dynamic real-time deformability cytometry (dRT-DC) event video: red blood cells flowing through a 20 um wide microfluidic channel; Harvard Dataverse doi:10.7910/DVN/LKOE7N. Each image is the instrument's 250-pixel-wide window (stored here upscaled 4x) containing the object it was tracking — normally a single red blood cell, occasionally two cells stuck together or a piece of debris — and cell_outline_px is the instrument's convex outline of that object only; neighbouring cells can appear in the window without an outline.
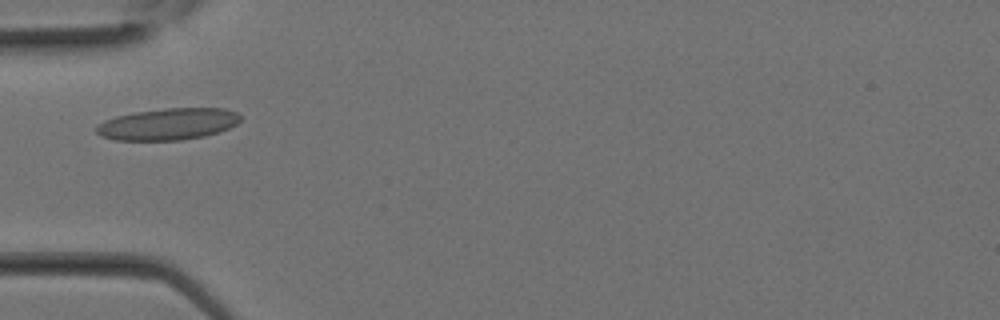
{"species": "Egyptian fruit bat (a non-hibernating species)", "species_latin": "Rousettus aegyptiacus", "temperature_condition": "room temperature", "stored_images_in_passage": 12, "camera_frame_rate_fps": 3000, "um_per_image_px": 0.085, "animal": {"sex": "female"}, "frame": {"image": 1, "passage_image": 7, "time_ms": 2.0, "image_size_px": [1000, 320], "cell_outline_px": [[240, 120], [236, 124], [220, 132], [204, 136], [180, 140], [116, 140], [100, 136], [96, 132], [96, 124], [104, 120], [116, 116], [136, 112], [164, 108], [224, 108], [236, 112], [240, 116]], "centroid_in_image_um": [14.26, 10.55], "position_along_channel_um": 70.7, "area_um2": 26.65}}
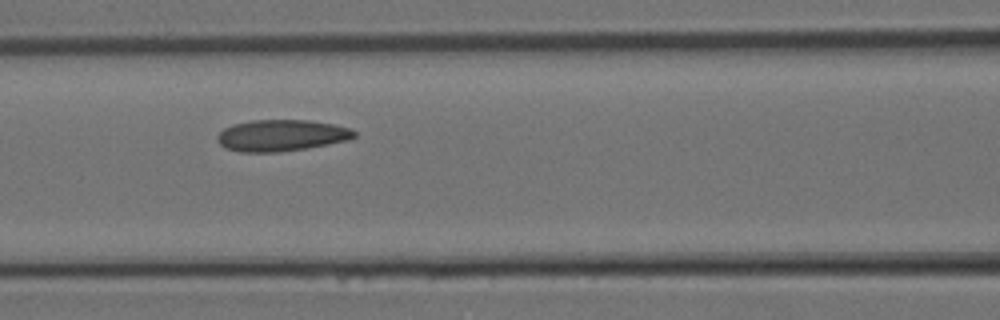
{"frame": {"image": 2, "passage_image": 10, "time_ms": 3.0, "image_size_px": [1000, 320], "cell_outline_px": [[356, 136], [348, 140], [308, 148], [280, 152], [240, 152], [224, 148], [216, 140], [216, 136], [224, 128], [232, 124], [252, 120], [308, 120], [332, 124], [348, 128], [356, 132]], "centroid_in_image_um": [23.87, 11.52], "position_along_channel_um": 142.7, "area_um2": 25.2}}
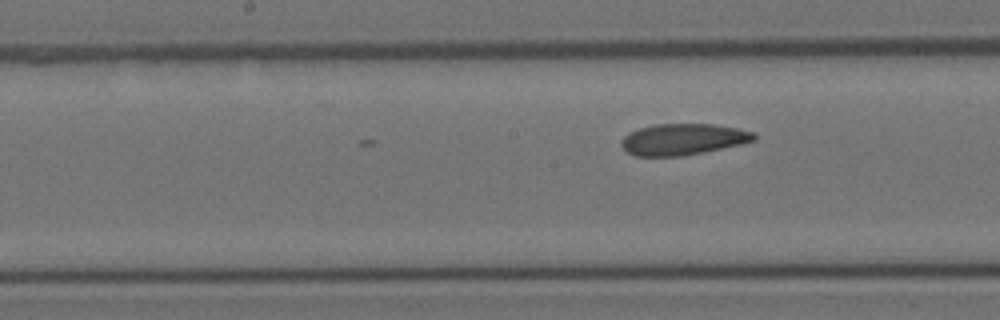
{"frame": {"image": 3, "passage_image": 12, "time_ms": 3.667, "image_size_px": [1000, 320], "cell_outline_px": [[756, 140], [740, 144], [704, 152], [680, 156], [636, 156], [628, 152], [620, 144], [620, 140], [628, 132], [640, 128], [656, 124], [712, 124], [736, 128], [756, 132]], "centroid_in_image_um": [58.05, 11.84], "position_along_channel_um": 190.2, "area_um2": 24.16}}